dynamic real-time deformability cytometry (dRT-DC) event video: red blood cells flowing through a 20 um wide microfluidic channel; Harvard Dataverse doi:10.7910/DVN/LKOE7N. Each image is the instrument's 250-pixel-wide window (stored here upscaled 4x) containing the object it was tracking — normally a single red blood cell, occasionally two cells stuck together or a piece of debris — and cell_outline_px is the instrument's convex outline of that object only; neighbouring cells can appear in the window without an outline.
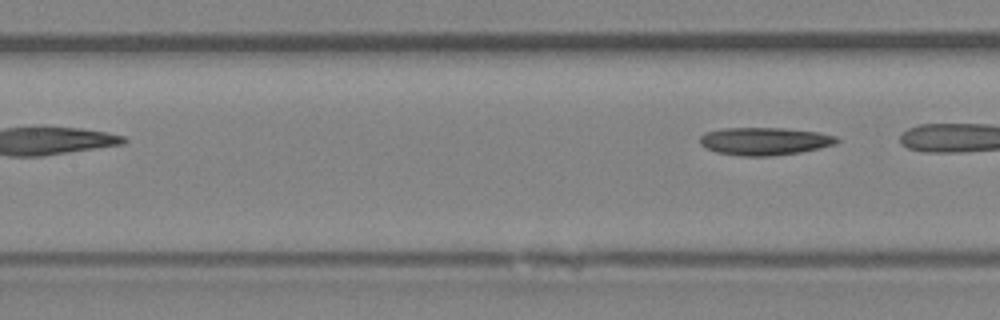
{"species": "Egyptian fruit bat (a non-hibernating species)", "species_latin": "Rousettus aegyptiacus", "temperature_condition": "room temperature", "stored_images_in_passage": 5, "segment_of_instrument_passage": [2, 2], "camera_frame_rate_fps": 3000, "um_per_image_px": 0.085, "animal": {"sex": "female"}, "frame": {"image": 1, "passage_image": 5, "time_ms": 4.667, "image_size_px": [1000, 320], "cell_outline_px": [[840, 140], [836, 144], [820, 148], [800, 152], [772, 156], [740, 156], [716, 152], [704, 148], [700, 144], [700, 136], [704, 132], [724, 128], [784, 128], [820, 132], [836, 136]], "centroid_in_image_um": [64.98, 12.0], "position_along_channel_um": 142.4, "area_um2": 22.37}}